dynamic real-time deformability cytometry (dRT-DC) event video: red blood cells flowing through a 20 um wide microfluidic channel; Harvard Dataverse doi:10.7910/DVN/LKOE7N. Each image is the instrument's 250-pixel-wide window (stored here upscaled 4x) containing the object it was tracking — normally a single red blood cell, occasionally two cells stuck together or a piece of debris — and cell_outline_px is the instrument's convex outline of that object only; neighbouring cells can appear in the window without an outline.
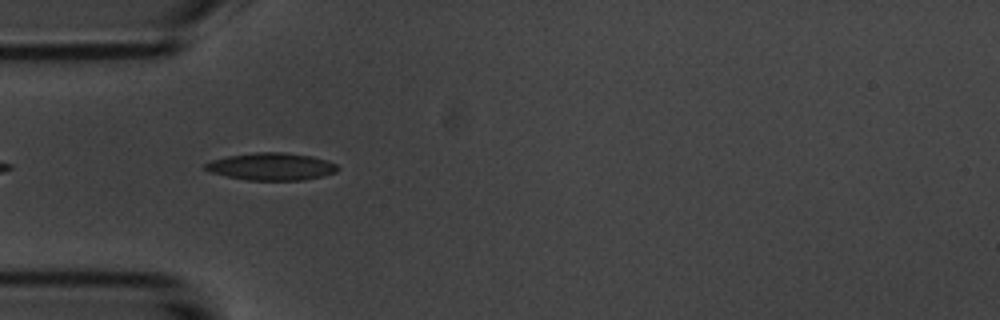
{"species": "common noctule bat (a hibernating species)", "species_latin": "Nyctalus noctula", "temperature_condition": "room temperature", "stored_images_in_passage": 2, "camera_frame_rate_fps": 3000, "um_per_image_px": 0.085, "animal": {"sex": "male", "body_mass_g": 20.1, "forearm_length_mm": 53.5}, "frame": {"image": 1, "passage_image": 2, "time_ms": 1.333, "image_size_px": [1000, 320], "cell_outline_px": [[340, 168], [336, 172], [324, 176], [304, 180], [248, 180], [228, 176], [212, 172], [204, 168], [204, 164], [212, 160], [228, 156], [252, 152], [284, 152], [312, 156], [336, 164]], "centroid_in_image_um": [23.1, 14.15], "position_along_channel_um": 61.9, "area_um2": 21.04}}